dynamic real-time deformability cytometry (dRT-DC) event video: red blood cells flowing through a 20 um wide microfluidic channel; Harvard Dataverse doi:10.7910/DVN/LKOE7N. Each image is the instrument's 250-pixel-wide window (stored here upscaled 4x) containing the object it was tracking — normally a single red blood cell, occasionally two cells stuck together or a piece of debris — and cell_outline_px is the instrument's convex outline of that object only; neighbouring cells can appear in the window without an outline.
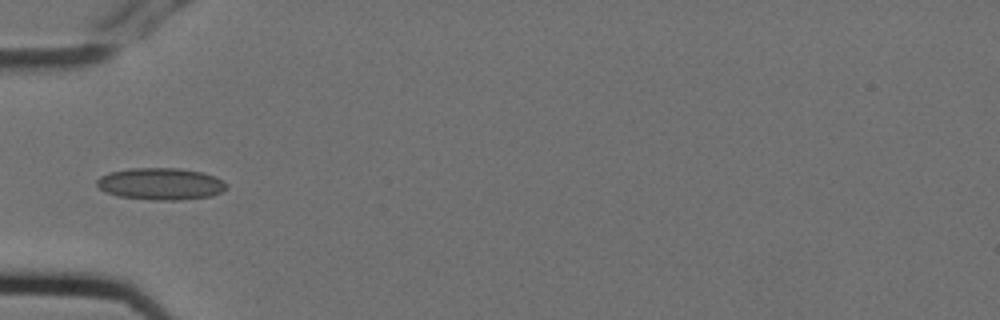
{"species": "Egyptian fruit bat (a non-hibernating species)", "species_latin": "Rousettus aegyptiacus", "temperature_condition": "cold", "stored_images_in_passage": 6, "camera_frame_rate_fps": 3000, "um_per_image_px": 0.085, "animal": {"sex": "female"}, "frame": {"image": 1, "passage_image": 5, "time_ms": 1.333, "image_size_px": [1000, 320], "cell_outline_px": [[228, 188], [212, 196], [180, 200], [156, 200], [120, 196], [104, 192], [96, 184], [96, 180], [100, 176], [108, 172], [128, 168], [180, 168], [204, 172], [216, 176]], "centroid_in_image_um": [13.64, 15.62], "position_along_channel_um": 71.4, "area_um2": 24.22}}
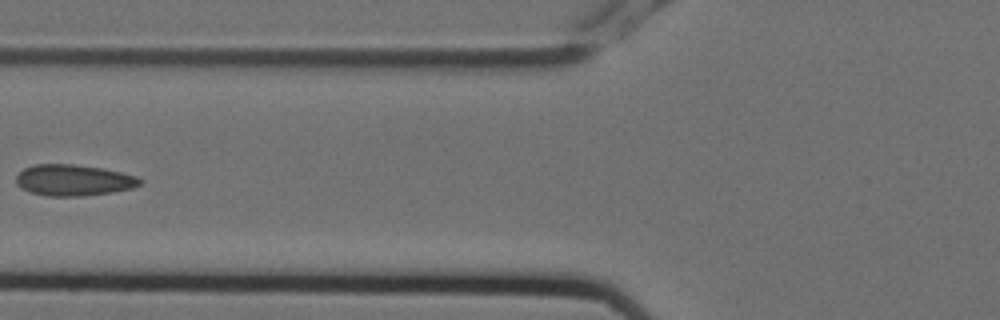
{"frame": {"image": 2, "passage_image": 6, "time_ms": 1.667, "image_size_px": [1000, 320], "cell_outline_px": [[144, 180], [140, 184], [132, 188], [112, 192], [84, 196], [44, 196], [28, 192], [20, 188], [16, 184], [16, 176], [24, 168], [32, 164], [72, 164], [100, 168], [120, 172], [136, 176]], "centroid_in_image_um": [6.21, 15.32], "position_along_channel_um": 119.6, "area_um2": 22.66}}